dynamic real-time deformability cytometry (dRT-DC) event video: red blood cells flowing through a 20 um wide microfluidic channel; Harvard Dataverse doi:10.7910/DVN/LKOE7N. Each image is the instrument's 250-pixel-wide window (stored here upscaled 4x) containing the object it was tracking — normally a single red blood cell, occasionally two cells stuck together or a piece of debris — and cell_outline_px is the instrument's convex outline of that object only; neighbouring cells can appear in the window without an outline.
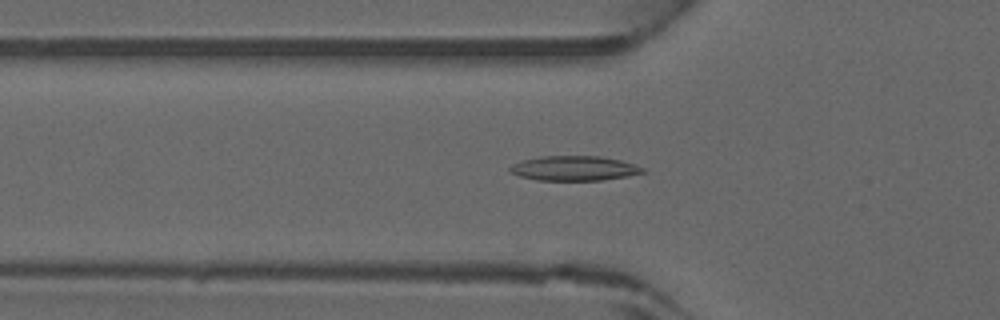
{"species": "common noctule bat (a hibernating species)", "species_latin": "Nyctalus noctula", "temperature_condition": "warm", "stored_images_in_passage": 46, "camera_frame_rate_fps": 3000, "um_per_image_px": 0.085, "animal": {"sex": "male", "forearm_length_mm": 52.5}, "frame": {"image": 1, "passage_image": 16, "time_ms": 5.0, "image_size_px": [1000, 320], "cell_outline_px": [[644, 172], [628, 176], [600, 180], [536, 180], [520, 176], [508, 172], [508, 168], [512, 164], [524, 160], [544, 156], [600, 156], [620, 160], [636, 164], [644, 168]], "centroid_in_image_um": [48.79, 14.3], "position_along_channel_um": 77.0, "area_um2": 19.07}}
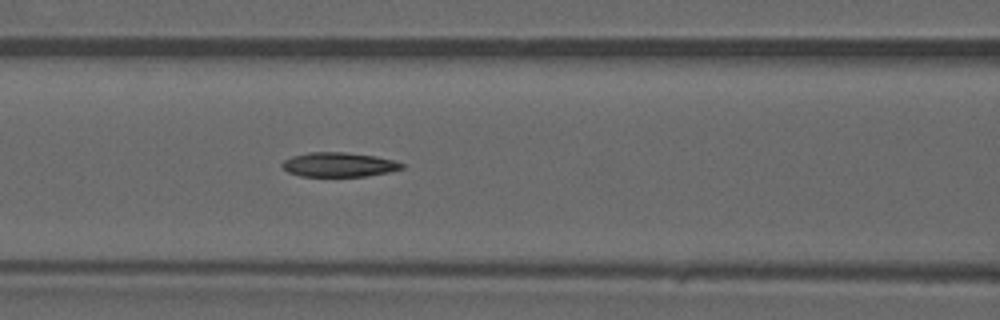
{"frame": {"image": 2, "passage_image": 20, "time_ms": 6.333, "image_size_px": [1000, 320], "cell_outline_px": [[404, 168], [388, 172], [368, 176], [300, 176], [288, 172], [280, 164], [284, 160], [292, 156], [308, 152], [344, 152], [376, 156], [396, 160], [404, 164]], "centroid_in_image_um": [28.82, 13.99], "position_along_channel_um": 137.8, "area_um2": 17.11}}
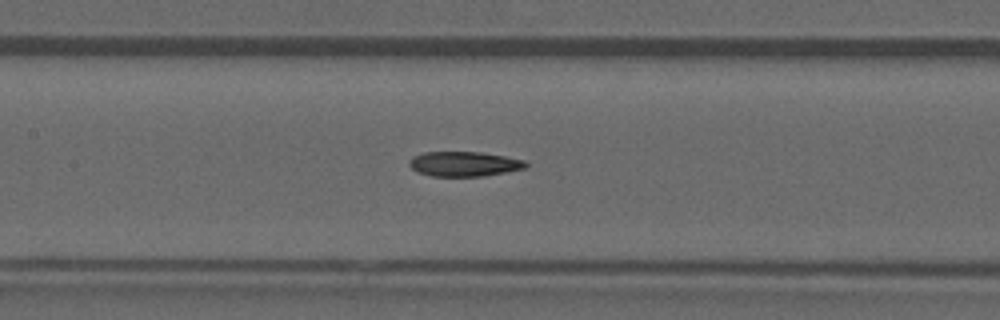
{"frame": {"image": 3, "passage_image": 22, "time_ms": 7.0, "image_size_px": [1000, 320], "cell_outline_px": [[528, 168], [484, 176], [432, 176], [416, 172], [408, 164], [408, 160], [412, 156], [424, 152], [480, 152], [504, 156], [524, 160], [528, 164]], "centroid_in_image_um": [39.44, 13.93], "position_along_channel_um": 168.0, "area_um2": 16.99}}